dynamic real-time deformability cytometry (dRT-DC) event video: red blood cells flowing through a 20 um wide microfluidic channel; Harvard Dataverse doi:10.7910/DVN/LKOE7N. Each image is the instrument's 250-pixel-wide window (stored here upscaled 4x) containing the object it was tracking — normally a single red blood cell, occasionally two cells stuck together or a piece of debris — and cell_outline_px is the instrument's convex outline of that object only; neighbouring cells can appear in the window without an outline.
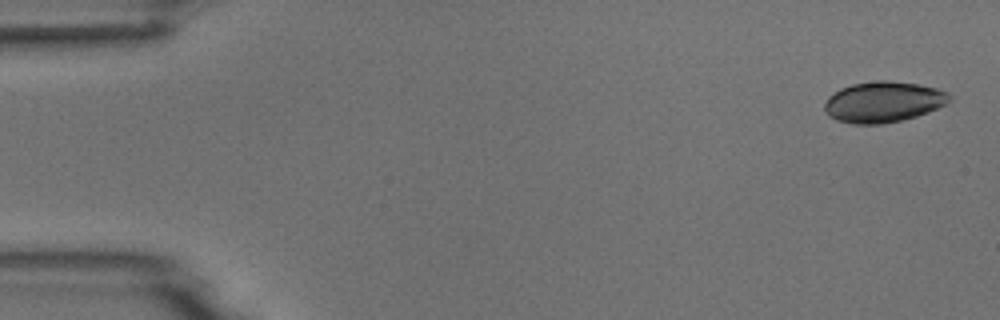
{"species": "common noctule bat (a hibernating species)", "species_latin": "Nyctalus noctula", "temperature_condition": "room temperature", "stored_images_in_passage": 4, "camera_frame_rate_fps": 3000, "um_per_image_px": 0.085, "animal": {"sex": "male", "body_mass_g": 18.8}, "frame": {"image": 1, "passage_image": 1, "time_ms": 0.0, "image_size_px": [1000, 320], "cell_outline_px": [[952, 100], [928, 112], [916, 116], [900, 120], [880, 124], [852, 124], [836, 120], [828, 116], [824, 112], [824, 104], [828, 96], [840, 88], [852, 84], [876, 80], [888, 80], [916, 84], [936, 88], [948, 92], [952, 96]], "centroid_in_image_um": [75.04, 8.66], "position_along_channel_um": 10.0, "area_um2": 29.82}}